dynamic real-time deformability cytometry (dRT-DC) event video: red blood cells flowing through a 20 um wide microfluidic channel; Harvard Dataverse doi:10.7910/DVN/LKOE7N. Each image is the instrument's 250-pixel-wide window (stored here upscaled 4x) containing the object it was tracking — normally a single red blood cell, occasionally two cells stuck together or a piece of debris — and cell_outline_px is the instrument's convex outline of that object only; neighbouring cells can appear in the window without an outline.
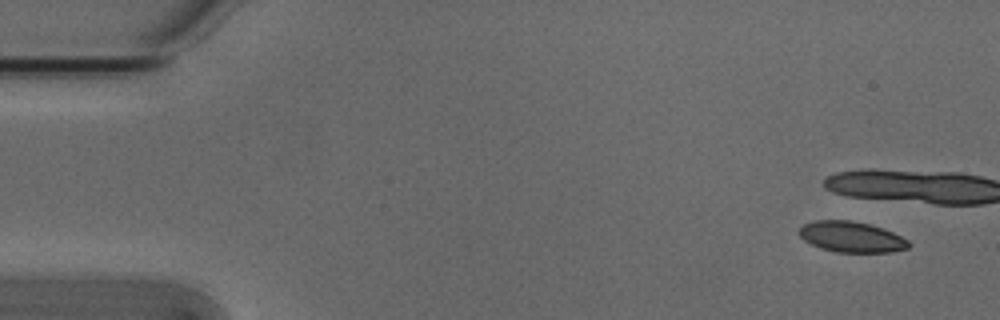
{"species": "Egyptian fruit bat (a non-hibernating species)", "species_latin": "Rousettus aegyptiacus", "temperature_condition": "cold", "stored_images_in_passage": 8, "camera_frame_rate_fps": 3000, "um_per_image_px": 0.085, "animal": {"sex": "male"}, "frame": {"image": 1, "passage_image": 1, "time_ms": 0.0, "image_size_px": [1000, 320], "cell_outline_px": [[912, 244], [908, 248], [892, 252], [836, 252], [820, 248], [804, 240], [796, 232], [804, 224], [816, 220], [852, 220], [872, 224], [884, 228], [908, 240]], "centroid_in_image_um": [72.38, 20.13], "position_along_channel_um": 12.6, "area_um2": 19.83}}
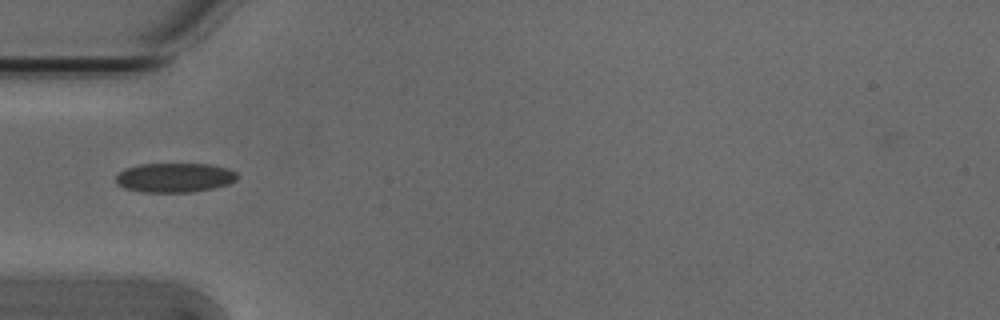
{"frame": {"image": 2, "passage_image": 6, "time_ms": 1.667, "image_size_px": [1000, 320], "cell_outline_px": [[236, 180], [228, 184], [212, 188], [192, 192], [140, 192], [124, 188], [116, 184], [116, 176], [124, 168], [140, 164], [208, 164], [228, 168], [236, 172]], "centroid_in_image_um": [14.81, 15.1], "position_along_channel_um": 70.2, "area_um2": 20.81}}